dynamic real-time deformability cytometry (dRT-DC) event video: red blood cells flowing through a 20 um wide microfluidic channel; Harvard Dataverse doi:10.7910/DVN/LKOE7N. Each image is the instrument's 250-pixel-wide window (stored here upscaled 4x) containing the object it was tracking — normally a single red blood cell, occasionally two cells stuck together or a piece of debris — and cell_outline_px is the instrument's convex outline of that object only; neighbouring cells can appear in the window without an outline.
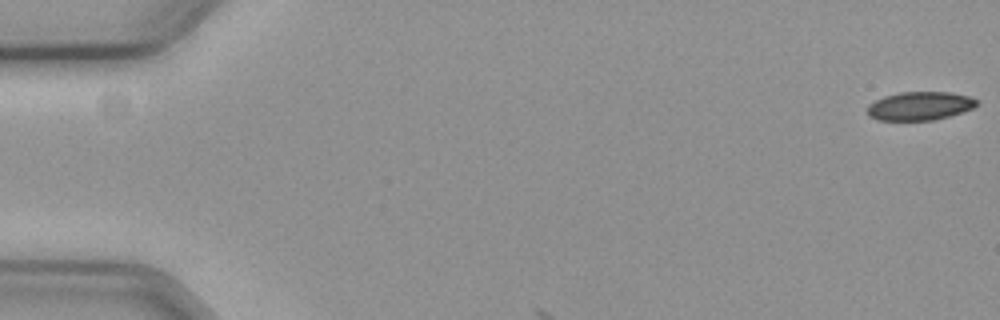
{"species": "common noctule bat (a hibernating species)", "species_latin": "Nyctalus noctula", "temperature_condition": "cold", "stored_images_in_passage": 4, "camera_frame_rate_fps": 3000, "um_per_image_px": 0.085, "animal": {"sex": "female", "body_mass_g": 19.3, "forearm_length_mm": 54.1}, "frame": {"image": 1, "passage_image": 1, "time_ms": 0.0, "image_size_px": [1000, 320], "cell_outline_px": [[976, 104], [972, 108], [948, 116], [932, 120], [876, 120], [868, 116], [868, 104], [884, 96], [900, 92], [952, 92], [968, 96], [976, 100]], "centroid_in_image_um": [78.13, 9.0], "position_along_channel_um": 6.9, "area_um2": 17.98}}